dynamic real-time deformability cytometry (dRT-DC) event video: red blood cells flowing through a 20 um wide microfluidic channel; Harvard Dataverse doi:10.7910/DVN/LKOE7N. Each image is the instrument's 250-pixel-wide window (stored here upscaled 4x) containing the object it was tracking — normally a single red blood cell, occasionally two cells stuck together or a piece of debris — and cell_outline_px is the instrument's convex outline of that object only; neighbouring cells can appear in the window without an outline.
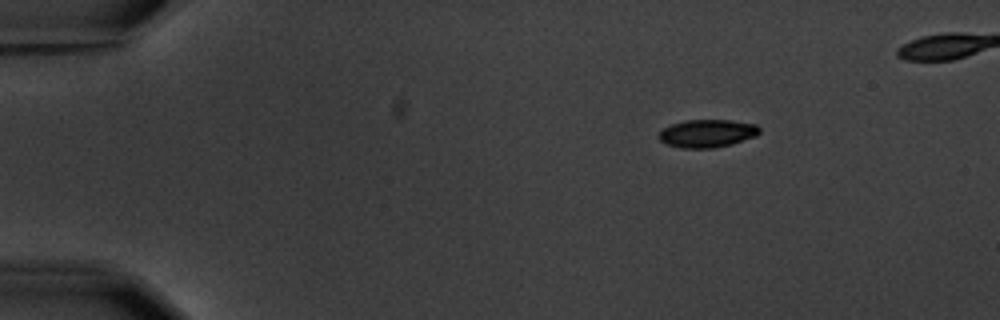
{"species": "common noctule bat (a hibernating species)", "species_latin": "Nyctalus noctula", "temperature_condition": "warm", "stored_images_in_passage": 5, "camera_frame_rate_fps": 3000, "um_per_image_px": 0.085, "animal": {"sex": "male", "body_mass_g": 20.1, "forearm_length_mm": 53.5}, "frame": {"image": 1, "passage_image": 1, "time_ms": 0.0, "image_size_px": [1000, 320], "cell_outline_px": [[760, 132], [756, 136], [732, 144], [712, 148], [680, 148], [668, 144], [660, 140], [656, 136], [664, 128], [672, 124], [684, 120], [728, 120], [756, 124], [760, 128]], "centroid_in_image_um": [60.11, 11.34], "position_along_channel_um": 24.9, "area_um2": 16.36}}
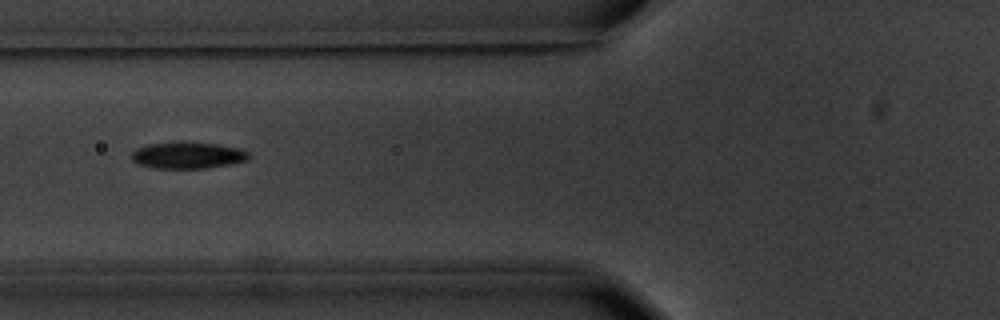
{"frame": {"image": 2, "passage_image": 5, "time_ms": 4.667, "image_size_px": [1000, 320], "cell_outline_px": [[252, 156], [248, 160], [228, 164], [204, 168], [156, 168], [140, 164], [132, 160], [132, 152], [136, 148], [148, 144], [216, 144], [240, 148], [248, 152]], "centroid_in_image_um": [15.99, 13.23], "position_along_channel_um": 109.8, "area_um2": 17.4}}